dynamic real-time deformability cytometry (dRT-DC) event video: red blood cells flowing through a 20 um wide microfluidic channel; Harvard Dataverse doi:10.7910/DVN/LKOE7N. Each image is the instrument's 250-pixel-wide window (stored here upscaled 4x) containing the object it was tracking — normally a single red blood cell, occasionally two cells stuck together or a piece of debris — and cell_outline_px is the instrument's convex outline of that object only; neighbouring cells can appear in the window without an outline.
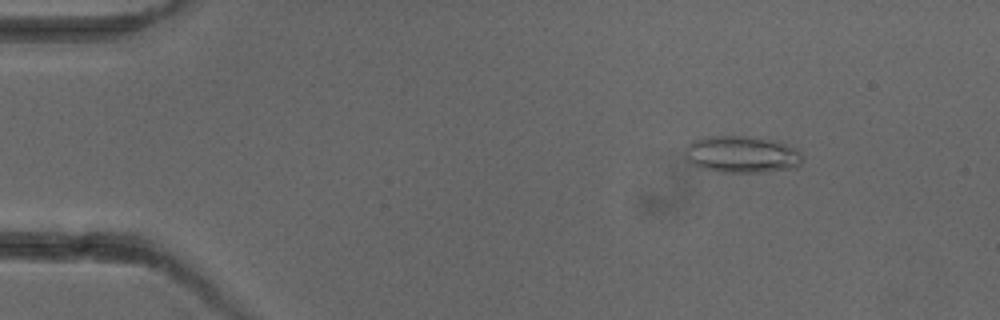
{"species": "common noctule bat (a hibernating species)", "species_latin": "Nyctalus noctula", "temperature_condition": "cold", "stored_images_in_passage": 7, "camera_frame_rate_fps": 3000, "um_per_image_px": 0.085, "animal": {"sex": "female"}, "frame": {"image": 1, "passage_image": 2, "time_ms": 1.0, "image_size_px": [1000, 320], "cell_outline_px": [[804, 156], [800, 164], [796, 168], [760, 172], [720, 172], [700, 168], [692, 164], [684, 156], [684, 148], [692, 140], [708, 136], [748, 136], [780, 140], [796, 148]], "centroid_in_image_um": [63.07, 13.11], "position_along_channel_um": 21.9, "area_um2": 25.84}}
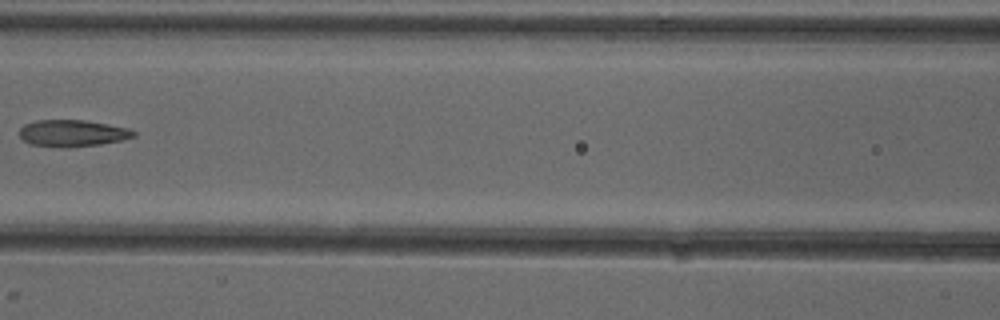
{"frame": {"image": 2, "passage_image": 6, "time_ms": 6.667, "image_size_px": [1000, 320], "cell_outline_px": [[136, 136], [124, 140], [100, 144], [68, 148], [64, 148], [32, 144], [24, 140], [20, 136], [20, 128], [24, 124], [36, 120], [84, 120], [108, 124], [128, 128], [136, 132]], "centroid_in_image_um": [6.18, 11.32], "position_along_channel_um": 160.4, "area_um2": 17.86}}
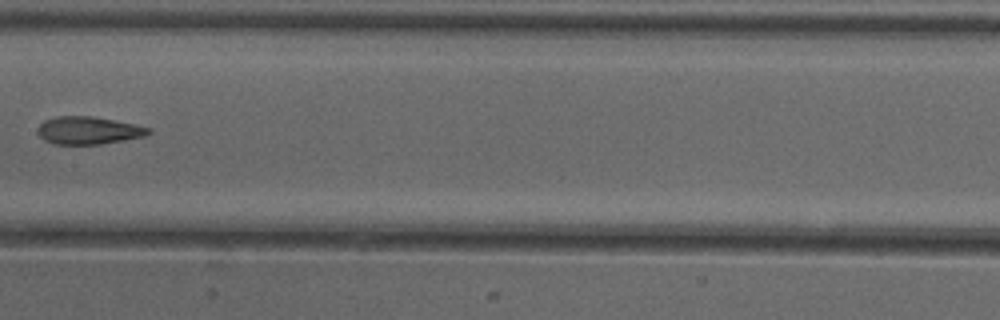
{"frame": {"image": 3, "passage_image": 7, "time_ms": 7.667, "image_size_px": [1000, 320], "cell_outline_px": [[152, 132], [144, 136], [124, 140], [100, 144], [56, 144], [44, 140], [40, 136], [36, 128], [44, 120], [56, 116], [92, 116], [136, 124], [148, 128]], "centroid_in_image_um": [7.49, 11.08], "position_along_channel_um": 199.9, "area_um2": 17.8}}